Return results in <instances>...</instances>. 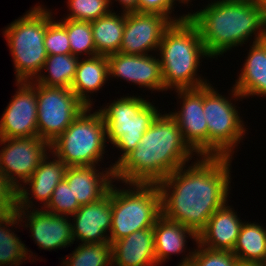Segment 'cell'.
Instances as JSON below:
<instances>
[{
	"mask_svg": "<svg viewBox=\"0 0 266 266\" xmlns=\"http://www.w3.org/2000/svg\"><path fill=\"white\" fill-rule=\"evenodd\" d=\"M22 227L29 228L30 237L43 250H62L73 246L69 216L56 215L41 208L17 209Z\"/></svg>",
	"mask_w": 266,
	"mask_h": 266,
	"instance_id": "16",
	"label": "cell"
},
{
	"mask_svg": "<svg viewBox=\"0 0 266 266\" xmlns=\"http://www.w3.org/2000/svg\"><path fill=\"white\" fill-rule=\"evenodd\" d=\"M93 109L84 108L71 125L50 143V151L68 167L99 166L104 163V155H108L106 125L100 111Z\"/></svg>",
	"mask_w": 266,
	"mask_h": 266,
	"instance_id": "9",
	"label": "cell"
},
{
	"mask_svg": "<svg viewBox=\"0 0 266 266\" xmlns=\"http://www.w3.org/2000/svg\"><path fill=\"white\" fill-rule=\"evenodd\" d=\"M202 6L196 12L190 10L187 13L188 18L198 27L211 59H218V56L220 58L232 49L237 50L249 41L251 44L266 38V21L261 1L209 0L208 4Z\"/></svg>",
	"mask_w": 266,
	"mask_h": 266,
	"instance_id": "3",
	"label": "cell"
},
{
	"mask_svg": "<svg viewBox=\"0 0 266 266\" xmlns=\"http://www.w3.org/2000/svg\"><path fill=\"white\" fill-rule=\"evenodd\" d=\"M233 159L199 156L159 181L161 214L198 235L214 212L231 201Z\"/></svg>",
	"mask_w": 266,
	"mask_h": 266,
	"instance_id": "1",
	"label": "cell"
},
{
	"mask_svg": "<svg viewBox=\"0 0 266 266\" xmlns=\"http://www.w3.org/2000/svg\"><path fill=\"white\" fill-rule=\"evenodd\" d=\"M157 55L166 91L200 88L210 83L208 78L197 73L202 72L200 66L204 58L211 57L198 27L189 18L171 24L163 35Z\"/></svg>",
	"mask_w": 266,
	"mask_h": 266,
	"instance_id": "4",
	"label": "cell"
},
{
	"mask_svg": "<svg viewBox=\"0 0 266 266\" xmlns=\"http://www.w3.org/2000/svg\"><path fill=\"white\" fill-rule=\"evenodd\" d=\"M72 237L79 244L110 243L112 201L110 188L98 201L82 205L70 218Z\"/></svg>",
	"mask_w": 266,
	"mask_h": 266,
	"instance_id": "18",
	"label": "cell"
},
{
	"mask_svg": "<svg viewBox=\"0 0 266 266\" xmlns=\"http://www.w3.org/2000/svg\"><path fill=\"white\" fill-rule=\"evenodd\" d=\"M0 173L17 190L50 151L40 137L0 138Z\"/></svg>",
	"mask_w": 266,
	"mask_h": 266,
	"instance_id": "11",
	"label": "cell"
},
{
	"mask_svg": "<svg viewBox=\"0 0 266 266\" xmlns=\"http://www.w3.org/2000/svg\"><path fill=\"white\" fill-rule=\"evenodd\" d=\"M67 168L68 166L64 162L49 151L31 177L16 190L17 209L39 207L43 209L53 195L55 187L65 178ZM37 202H41V205Z\"/></svg>",
	"mask_w": 266,
	"mask_h": 266,
	"instance_id": "17",
	"label": "cell"
},
{
	"mask_svg": "<svg viewBox=\"0 0 266 266\" xmlns=\"http://www.w3.org/2000/svg\"><path fill=\"white\" fill-rule=\"evenodd\" d=\"M17 91L10 99L0 118V138L38 136L36 83L15 82Z\"/></svg>",
	"mask_w": 266,
	"mask_h": 266,
	"instance_id": "12",
	"label": "cell"
},
{
	"mask_svg": "<svg viewBox=\"0 0 266 266\" xmlns=\"http://www.w3.org/2000/svg\"><path fill=\"white\" fill-rule=\"evenodd\" d=\"M55 14L38 3L3 29L14 64L15 82L32 81L40 73L48 56L44 46L47 24Z\"/></svg>",
	"mask_w": 266,
	"mask_h": 266,
	"instance_id": "5",
	"label": "cell"
},
{
	"mask_svg": "<svg viewBox=\"0 0 266 266\" xmlns=\"http://www.w3.org/2000/svg\"><path fill=\"white\" fill-rule=\"evenodd\" d=\"M228 202L214 212L198 234L200 245L211 250H233L244 219L242 221Z\"/></svg>",
	"mask_w": 266,
	"mask_h": 266,
	"instance_id": "21",
	"label": "cell"
},
{
	"mask_svg": "<svg viewBox=\"0 0 266 266\" xmlns=\"http://www.w3.org/2000/svg\"><path fill=\"white\" fill-rule=\"evenodd\" d=\"M111 245L112 266H157L153 228L135 231Z\"/></svg>",
	"mask_w": 266,
	"mask_h": 266,
	"instance_id": "23",
	"label": "cell"
},
{
	"mask_svg": "<svg viewBox=\"0 0 266 266\" xmlns=\"http://www.w3.org/2000/svg\"><path fill=\"white\" fill-rule=\"evenodd\" d=\"M115 1L122 7L121 11L119 12L129 13L138 11V0H109L110 7Z\"/></svg>",
	"mask_w": 266,
	"mask_h": 266,
	"instance_id": "37",
	"label": "cell"
},
{
	"mask_svg": "<svg viewBox=\"0 0 266 266\" xmlns=\"http://www.w3.org/2000/svg\"><path fill=\"white\" fill-rule=\"evenodd\" d=\"M108 166L105 169L100 165L67 168L65 179L80 206L98 201L108 192L114 182V167Z\"/></svg>",
	"mask_w": 266,
	"mask_h": 266,
	"instance_id": "20",
	"label": "cell"
},
{
	"mask_svg": "<svg viewBox=\"0 0 266 266\" xmlns=\"http://www.w3.org/2000/svg\"><path fill=\"white\" fill-rule=\"evenodd\" d=\"M262 4H263V11H264V18L266 21V0H261Z\"/></svg>",
	"mask_w": 266,
	"mask_h": 266,
	"instance_id": "39",
	"label": "cell"
},
{
	"mask_svg": "<svg viewBox=\"0 0 266 266\" xmlns=\"http://www.w3.org/2000/svg\"><path fill=\"white\" fill-rule=\"evenodd\" d=\"M79 59L72 54L47 56L40 73L33 81L48 87L71 88Z\"/></svg>",
	"mask_w": 266,
	"mask_h": 266,
	"instance_id": "28",
	"label": "cell"
},
{
	"mask_svg": "<svg viewBox=\"0 0 266 266\" xmlns=\"http://www.w3.org/2000/svg\"><path fill=\"white\" fill-rule=\"evenodd\" d=\"M153 232L157 266H162V263L165 264L172 255L176 256L177 254L182 255L180 263L178 262L177 266L190 265L195 248L188 249L187 239H191L195 244L198 243V235L194 231L181 223L167 219L161 214L156 219ZM183 253L186 254L184 255Z\"/></svg>",
	"mask_w": 266,
	"mask_h": 266,
	"instance_id": "19",
	"label": "cell"
},
{
	"mask_svg": "<svg viewBox=\"0 0 266 266\" xmlns=\"http://www.w3.org/2000/svg\"><path fill=\"white\" fill-rule=\"evenodd\" d=\"M17 210V191L0 173V217Z\"/></svg>",
	"mask_w": 266,
	"mask_h": 266,
	"instance_id": "36",
	"label": "cell"
},
{
	"mask_svg": "<svg viewBox=\"0 0 266 266\" xmlns=\"http://www.w3.org/2000/svg\"><path fill=\"white\" fill-rule=\"evenodd\" d=\"M180 3H181V7H182V5H184V6H186V4H187V6H189L188 5V0H178Z\"/></svg>",
	"mask_w": 266,
	"mask_h": 266,
	"instance_id": "40",
	"label": "cell"
},
{
	"mask_svg": "<svg viewBox=\"0 0 266 266\" xmlns=\"http://www.w3.org/2000/svg\"><path fill=\"white\" fill-rule=\"evenodd\" d=\"M116 183L119 182L114 180L110 186L111 244L135 231L153 228L156 219L161 215V193L157 183L121 182L119 187Z\"/></svg>",
	"mask_w": 266,
	"mask_h": 266,
	"instance_id": "6",
	"label": "cell"
},
{
	"mask_svg": "<svg viewBox=\"0 0 266 266\" xmlns=\"http://www.w3.org/2000/svg\"><path fill=\"white\" fill-rule=\"evenodd\" d=\"M54 17L48 24L45 33L44 46L48 56L56 54H71V48L66 28Z\"/></svg>",
	"mask_w": 266,
	"mask_h": 266,
	"instance_id": "34",
	"label": "cell"
},
{
	"mask_svg": "<svg viewBox=\"0 0 266 266\" xmlns=\"http://www.w3.org/2000/svg\"><path fill=\"white\" fill-rule=\"evenodd\" d=\"M38 137L52 143L86 108L71 88L36 83Z\"/></svg>",
	"mask_w": 266,
	"mask_h": 266,
	"instance_id": "10",
	"label": "cell"
},
{
	"mask_svg": "<svg viewBox=\"0 0 266 266\" xmlns=\"http://www.w3.org/2000/svg\"><path fill=\"white\" fill-rule=\"evenodd\" d=\"M77 245L70 255L61 258L64 266H112L111 243Z\"/></svg>",
	"mask_w": 266,
	"mask_h": 266,
	"instance_id": "29",
	"label": "cell"
},
{
	"mask_svg": "<svg viewBox=\"0 0 266 266\" xmlns=\"http://www.w3.org/2000/svg\"><path fill=\"white\" fill-rule=\"evenodd\" d=\"M156 55L157 53L131 55L122 52L108 55L109 80H124L131 82L132 85H138L141 89L144 87L143 91L165 93L161 63Z\"/></svg>",
	"mask_w": 266,
	"mask_h": 266,
	"instance_id": "14",
	"label": "cell"
},
{
	"mask_svg": "<svg viewBox=\"0 0 266 266\" xmlns=\"http://www.w3.org/2000/svg\"><path fill=\"white\" fill-rule=\"evenodd\" d=\"M107 81H109L107 56L80 58L71 90L86 107H93L95 103L93 94L103 89Z\"/></svg>",
	"mask_w": 266,
	"mask_h": 266,
	"instance_id": "24",
	"label": "cell"
},
{
	"mask_svg": "<svg viewBox=\"0 0 266 266\" xmlns=\"http://www.w3.org/2000/svg\"><path fill=\"white\" fill-rule=\"evenodd\" d=\"M243 222L232 253L239 262L262 264L266 258V226Z\"/></svg>",
	"mask_w": 266,
	"mask_h": 266,
	"instance_id": "27",
	"label": "cell"
},
{
	"mask_svg": "<svg viewBox=\"0 0 266 266\" xmlns=\"http://www.w3.org/2000/svg\"><path fill=\"white\" fill-rule=\"evenodd\" d=\"M98 55L108 56L118 53L125 26V13L111 10L101 18L90 22Z\"/></svg>",
	"mask_w": 266,
	"mask_h": 266,
	"instance_id": "26",
	"label": "cell"
},
{
	"mask_svg": "<svg viewBox=\"0 0 266 266\" xmlns=\"http://www.w3.org/2000/svg\"><path fill=\"white\" fill-rule=\"evenodd\" d=\"M142 94L133 96L127 93L116 98L112 103H105L98 110L102 114L106 125V140L113 147L119 150L118 159L111 162L115 167L128 153L135 150L142 139L143 134L152 124L153 120L160 113L159 106L149 98H142ZM159 108V109H158Z\"/></svg>",
	"mask_w": 266,
	"mask_h": 266,
	"instance_id": "7",
	"label": "cell"
},
{
	"mask_svg": "<svg viewBox=\"0 0 266 266\" xmlns=\"http://www.w3.org/2000/svg\"><path fill=\"white\" fill-rule=\"evenodd\" d=\"M237 266H262V264L239 262Z\"/></svg>",
	"mask_w": 266,
	"mask_h": 266,
	"instance_id": "38",
	"label": "cell"
},
{
	"mask_svg": "<svg viewBox=\"0 0 266 266\" xmlns=\"http://www.w3.org/2000/svg\"><path fill=\"white\" fill-rule=\"evenodd\" d=\"M239 260L229 250H211L196 244L189 266H237Z\"/></svg>",
	"mask_w": 266,
	"mask_h": 266,
	"instance_id": "33",
	"label": "cell"
},
{
	"mask_svg": "<svg viewBox=\"0 0 266 266\" xmlns=\"http://www.w3.org/2000/svg\"><path fill=\"white\" fill-rule=\"evenodd\" d=\"M80 207L64 178L55 187L53 195L43 209L56 215L71 217Z\"/></svg>",
	"mask_w": 266,
	"mask_h": 266,
	"instance_id": "32",
	"label": "cell"
},
{
	"mask_svg": "<svg viewBox=\"0 0 266 266\" xmlns=\"http://www.w3.org/2000/svg\"><path fill=\"white\" fill-rule=\"evenodd\" d=\"M196 157L199 155L184 140L176 120L164 110L153 120L136 149L114 167V180L120 184L158 183Z\"/></svg>",
	"mask_w": 266,
	"mask_h": 266,
	"instance_id": "2",
	"label": "cell"
},
{
	"mask_svg": "<svg viewBox=\"0 0 266 266\" xmlns=\"http://www.w3.org/2000/svg\"><path fill=\"white\" fill-rule=\"evenodd\" d=\"M229 90L230 93L226 97L211 83L203 86V112L208 127L207 156L233 158L238 151V144L242 143L244 136L248 134L249 128L247 124L245 126L246 122L242 119L243 116H240V107L235 103L243 101L244 98L234 87Z\"/></svg>",
	"mask_w": 266,
	"mask_h": 266,
	"instance_id": "8",
	"label": "cell"
},
{
	"mask_svg": "<svg viewBox=\"0 0 266 266\" xmlns=\"http://www.w3.org/2000/svg\"><path fill=\"white\" fill-rule=\"evenodd\" d=\"M192 1H193V0H188V4H189V6H190V4H191Z\"/></svg>",
	"mask_w": 266,
	"mask_h": 266,
	"instance_id": "42",
	"label": "cell"
},
{
	"mask_svg": "<svg viewBox=\"0 0 266 266\" xmlns=\"http://www.w3.org/2000/svg\"><path fill=\"white\" fill-rule=\"evenodd\" d=\"M173 91L176 92V104L181 107L178 105L177 110L168 113L176 120L188 145L199 156H207L208 127L203 112V87Z\"/></svg>",
	"mask_w": 266,
	"mask_h": 266,
	"instance_id": "15",
	"label": "cell"
},
{
	"mask_svg": "<svg viewBox=\"0 0 266 266\" xmlns=\"http://www.w3.org/2000/svg\"><path fill=\"white\" fill-rule=\"evenodd\" d=\"M20 227L22 223L17 211L0 217V266H20L37 259L38 256L33 255L34 252L15 233Z\"/></svg>",
	"mask_w": 266,
	"mask_h": 266,
	"instance_id": "25",
	"label": "cell"
},
{
	"mask_svg": "<svg viewBox=\"0 0 266 266\" xmlns=\"http://www.w3.org/2000/svg\"><path fill=\"white\" fill-rule=\"evenodd\" d=\"M67 31L71 54L76 57L89 58L97 56L90 21L57 19ZM82 55V56H81Z\"/></svg>",
	"mask_w": 266,
	"mask_h": 266,
	"instance_id": "30",
	"label": "cell"
},
{
	"mask_svg": "<svg viewBox=\"0 0 266 266\" xmlns=\"http://www.w3.org/2000/svg\"><path fill=\"white\" fill-rule=\"evenodd\" d=\"M232 86L244 98L266 99V38L251 44ZM239 75V76H238Z\"/></svg>",
	"mask_w": 266,
	"mask_h": 266,
	"instance_id": "22",
	"label": "cell"
},
{
	"mask_svg": "<svg viewBox=\"0 0 266 266\" xmlns=\"http://www.w3.org/2000/svg\"><path fill=\"white\" fill-rule=\"evenodd\" d=\"M173 22L161 14L148 12L125 13L120 51L131 55L157 53L165 31Z\"/></svg>",
	"mask_w": 266,
	"mask_h": 266,
	"instance_id": "13",
	"label": "cell"
},
{
	"mask_svg": "<svg viewBox=\"0 0 266 266\" xmlns=\"http://www.w3.org/2000/svg\"><path fill=\"white\" fill-rule=\"evenodd\" d=\"M262 266H266V258H265L264 262L262 263Z\"/></svg>",
	"mask_w": 266,
	"mask_h": 266,
	"instance_id": "41",
	"label": "cell"
},
{
	"mask_svg": "<svg viewBox=\"0 0 266 266\" xmlns=\"http://www.w3.org/2000/svg\"><path fill=\"white\" fill-rule=\"evenodd\" d=\"M176 2L181 4L178 0H138V12L161 14L168 17L173 23L186 20L188 18L187 13L175 16L174 8L179 6Z\"/></svg>",
	"mask_w": 266,
	"mask_h": 266,
	"instance_id": "35",
	"label": "cell"
},
{
	"mask_svg": "<svg viewBox=\"0 0 266 266\" xmlns=\"http://www.w3.org/2000/svg\"><path fill=\"white\" fill-rule=\"evenodd\" d=\"M69 13L60 19L77 21H93L108 14L113 7H110L109 0H67Z\"/></svg>",
	"mask_w": 266,
	"mask_h": 266,
	"instance_id": "31",
	"label": "cell"
}]
</instances>
